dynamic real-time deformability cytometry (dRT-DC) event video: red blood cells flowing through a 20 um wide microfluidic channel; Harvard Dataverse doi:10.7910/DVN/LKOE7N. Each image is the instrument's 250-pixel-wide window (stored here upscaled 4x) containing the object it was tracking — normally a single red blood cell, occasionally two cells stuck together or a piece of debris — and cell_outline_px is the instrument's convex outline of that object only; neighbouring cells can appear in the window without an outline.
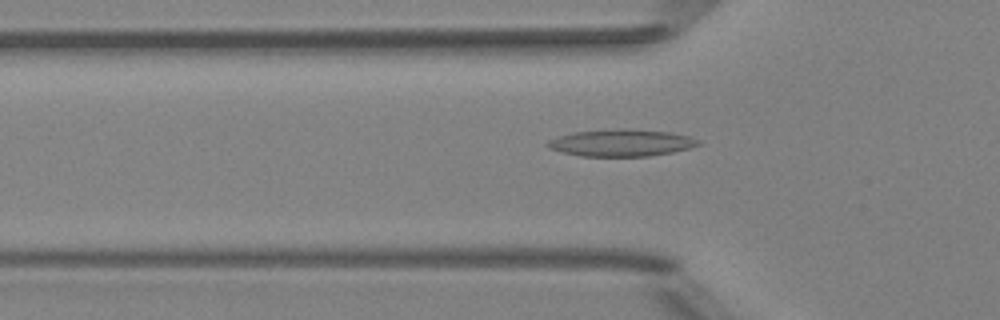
{"species": "Egyptian fruit bat (a non-hibernating species)", "species_latin": "Rousettus aegyptiacus", "temperature_condition": "room temperature", "stored_images_in_passage": 44, "camera_frame_rate_fps": 3000, "um_per_image_px": 0.085, "animal": {"sex": "female"}, "frame": {"image": 1, "passage_image": 10, "time_ms": 3.0, "image_size_px": [1000, 320], "cell_outline_px": [[700, 144], [688, 148], [672, 152], [648, 156], [580, 156], [548, 148], [544, 144], [548, 140], [556, 136], [572, 132], [620, 128], [624, 128], [668, 132], [688, 136], [700, 140]], "centroid_in_image_um": [52.75, 12.13], "position_along_channel_um": 73.1, "area_um2": 23.7}}
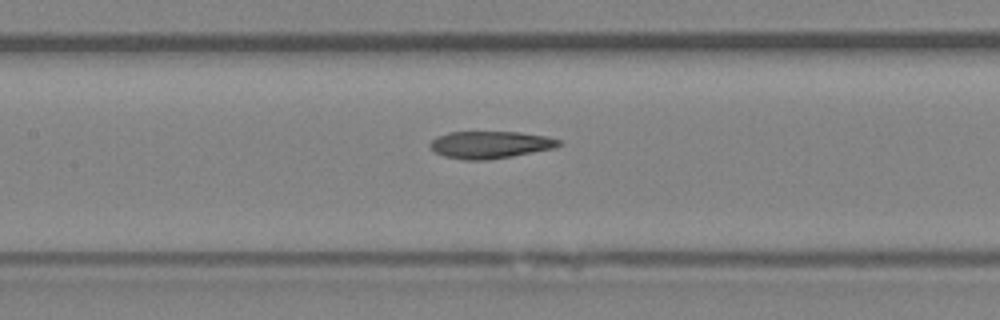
{"frame": {"image": 2, "passage_image": 17, "time_ms": 5.333, "image_size_px": [1000, 320], "cell_outline_px": [[564, 144], [556, 148], [512, 156], [488, 160], [464, 160], [444, 156], [436, 152], [428, 144], [436, 136], [448, 132], [520, 132], [548, 136], [560, 140]], "centroid_in_image_um": [41.7, 12.3], "position_along_channel_um": 165.7, "area_um2": 20.63}}
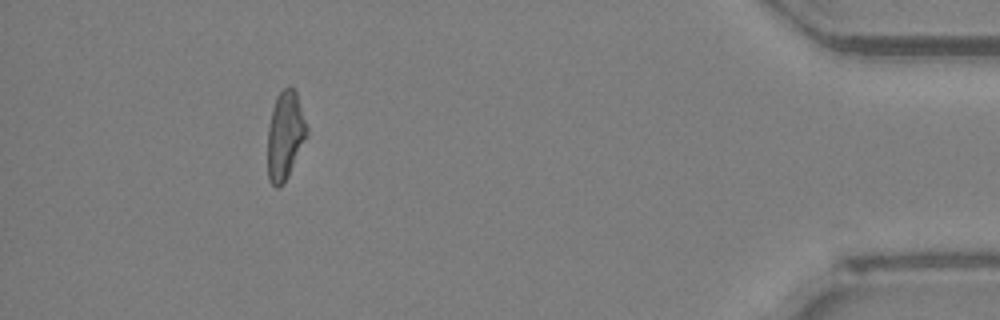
{"frame": {"image": 3, "passage_image": 40, "time_ms": 13.0, "image_size_px": [1000, 320], "cell_outline_px": [[308, 132], [288, 176], [276, 188], [268, 180], [268, 128], [272, 108], [276, 96], [288, 84], [292, 84], [296, 92], [308, 128]], "centroid_in_image_um": [24.23, 11.45], "position_along_channel_um": 411.0, "area_um2": 20.0}, "authors_computed_cell_mechanics": {"area_um2": 20.6635, "velocity_mm_per_s": 3.9747, "shape_relaxation_time_tau1_ms": null, "shape_relaxation_time_tau2_ms": 4.331, "deformation_change_tau1": null, "deformation_change_tau2": 0.1511}}